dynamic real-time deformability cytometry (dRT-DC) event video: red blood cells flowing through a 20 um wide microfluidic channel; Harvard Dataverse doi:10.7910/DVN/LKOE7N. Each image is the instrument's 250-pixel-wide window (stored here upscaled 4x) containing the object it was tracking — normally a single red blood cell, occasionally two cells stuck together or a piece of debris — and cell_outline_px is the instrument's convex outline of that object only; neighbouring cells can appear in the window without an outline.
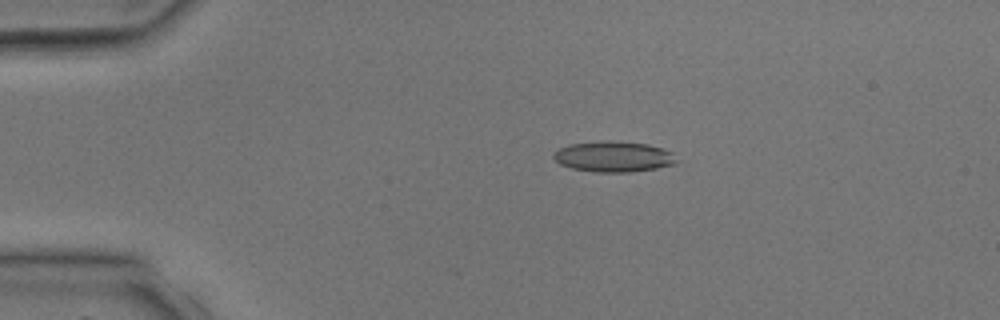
{"species": "common noctule bat (a hibernating species)", "species_latin": "Nyctalus noctula", "temperature_condition": "room temperature", "stored_images_in_passage": 2, "camera_frame_rate_fps": 3000, "um_per_image_px": 0.085, "animal": {"sex": "male", "body_mass_g": 17.9, "forearm_length_mm": 54.2}, "frame": {"image": 1, "passage_image": 1, "time_ms": 0.0, "image_size_px": [1000, 320], "cell_outline_px": [[680, 160], [676, 164], [656, 168], [628, 172], [592, 172], [572, 168], [560, 164], [552, 156], [560, 148], [568, 144], [604, 140], [608, 140], [648, 144], [672, 152]], "centroid_in_image_um": [52.18, 13.31], "position_along_channel_um": 32.8, "area_um2": 22.08}}